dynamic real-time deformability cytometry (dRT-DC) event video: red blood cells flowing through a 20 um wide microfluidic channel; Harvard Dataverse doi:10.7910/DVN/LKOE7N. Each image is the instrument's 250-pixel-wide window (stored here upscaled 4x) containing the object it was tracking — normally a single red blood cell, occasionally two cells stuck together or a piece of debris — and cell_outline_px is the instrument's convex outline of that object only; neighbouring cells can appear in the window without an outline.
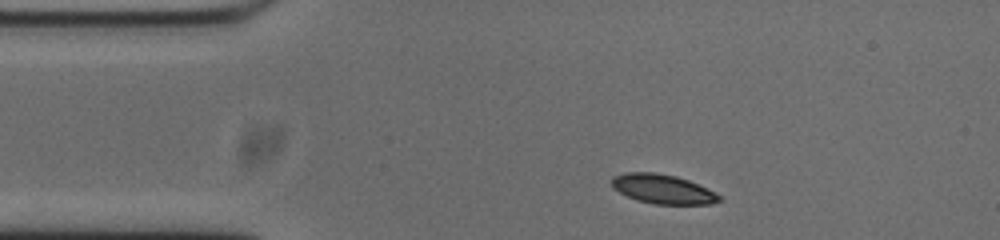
{"species": "common noctule bat (a hibernating species)", "species_latin": "Nyctalus noctula", "temperature_condition": "cold", "stored_images_in_passage": 46, "camera_frame_rate_fps": 3000, "um_per_image_px": 0.085, "animal": {"sex": "male", "body_mass_g": 20.0, "forearm_length_mm": 53.3}, "frame": {"image": 1, "passage_image": 1, "time_ms": 0.0, "image_size_px": [1000, 240], "cell_outline_px": [[720, 200], [712, 204], [656, 204], [636, 200], [612, 188], [612, 176], [624, 172], [656, 172], [676, 176], [688, 180], [720, 196]], "centroid_in_image_um": [56.27, 16.06], "position_along_channel_um": 28.7, "area_um2": 18.15}}
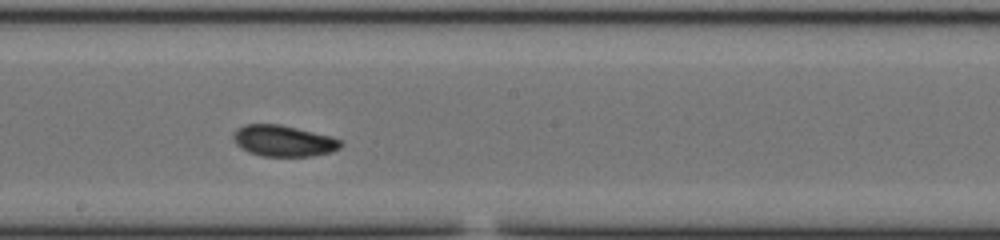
{"frame": {"image": 2, "passage_image": 20, "time_ms": 6.333, "image_size_px": [1000, 240], "cell_outline_px": [[344, 144], [340, 148], [332, 152], [312, 156], [264, 156], [248, 152], [240, 148], [236, 144], [232, 136], [236, 128], [244, 124], [280, 124], [332, 136], [340, 140]], "centroid_in_image_um": [24.1, 11.97], "position_along_channel_um": 224.1, "area_um2": 19.71}}
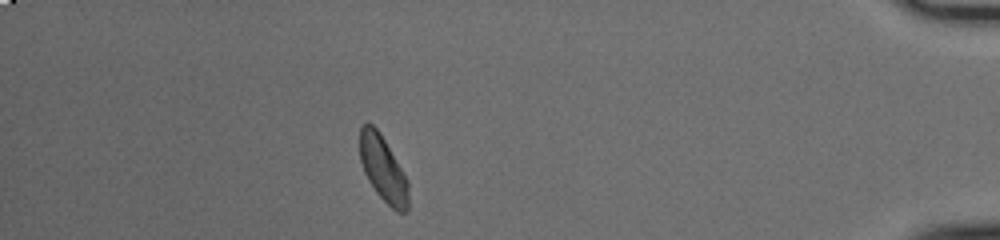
{"frame": {"image": 3, "passage_image": 39, "time_ms": 12.667, "image_size_px": [1000, 240], "cell_outline_px": [[408, 208], [404, 212], [396, 212], [376, 192], [368, 180], [364, 172], [360, 160], [360, 128], [364, 124], [372, 124], [380, 132], [408, 180]], "centroid_in_image_um": [32.56, 14.36], "position_along_channel_um": 402.6, "area_um2": 18.38}, "authors_computed_cell_mechanics": {"area_um2": 18.8428, "velocity_mm_per_s": 3.7246, "shape_relaxation_time_tau1_ms": 3.8701, "shape_relaxation_time_tau2_ms": 2.864, "deformation_change_tau1": 0.1311, "deformation_change_tau2": 0.0688}}